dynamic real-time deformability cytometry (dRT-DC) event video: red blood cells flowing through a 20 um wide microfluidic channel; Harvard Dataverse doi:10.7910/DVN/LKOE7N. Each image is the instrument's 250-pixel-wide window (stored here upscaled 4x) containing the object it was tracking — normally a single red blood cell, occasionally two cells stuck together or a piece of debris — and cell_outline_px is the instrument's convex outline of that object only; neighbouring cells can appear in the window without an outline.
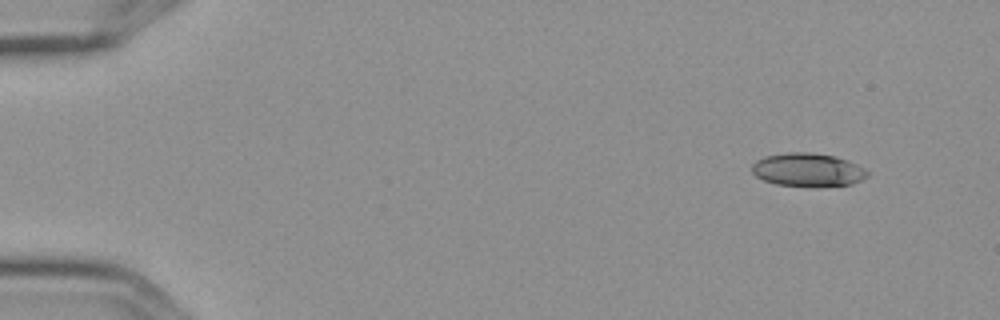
{"species": "Egyptian fruit bat (a non-hibernating species)", "species_latin": "Rousettus aegyptiacus", "temperature_condition": "cold", "stored_images_in_passage": 5, "camera_frame_rate_fps": 3000, "um_per_image_px": 0.085, "frame": {"image": 1, "passage_image": 1, "time_ms": 0.0, "image_size_px": [1000, 320], "cell_outline_px": [[868, 176], [852, 184], [816, 188], [776, 184], [764, 180], [756, 176], [752, 172], [752, 164], [756, 160], [764, 156], [788, 152], [808, 152], [836, 156], [848, 160], [864, 168], [868, 172]], "centroid_in_image_um": [68.67, 14.45], "position_along_channel_um": 16.3, "area_um2": 22.83}}